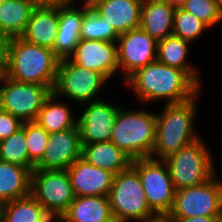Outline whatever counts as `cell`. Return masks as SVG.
<instances>
[{"label":"cell","instance_id":"ba28073f","mask_svg":"<svg viewBox=\"0 0 222 222\" xmlns=\"http://www.w3.org/2000/svg\"><path fill=\"white\" fill-rule=\"evenodd\" d=\"M31 195L55 221L61 218L75 199L66 170L34 169L31 173Z\"/></svg>","mask_w":222,"mask_h":222},{"label":"cell","instance_id":"9c48e42d","mask_svg":"<svg viewBox=\"0 0 222 222\" xmlns=\"http://www.w3.org/2000/svg\"><path fill=\"white\" fill-rule=\"evenodd\" d=\"M107 79L95 70L82 68L69 58L60 60L53 93L57 97L66 96L69 100L83 105L98 99ZM100 89V90H99Z\"/></svg>","mask_w":222,"mask_h":222},{"label":"cell","instance_id":"44dd1931","mask_svg":"<svg viewBox=\"0 0 222 222\" xmlns=\"http://www.w3.org/2000/svg\"><path fill=\"white\" fill-rule=\"evenodd\" d=\"M56 222H115L108 196H75Z\"/></svg>","mask_w":222,"mask_h":222},{"label":"cell","instance_id":"52a82bcc","mask_svg":"<svg viewBox=\"0 0 222 222\" xmlns=\"http://www.w3.org/2000/svg\"><path fill=\"white\" fill-rule=\"evenodd\" d=\"M131 166L138 172L150 210L156 216L168 215L176 190L166 162L147 157L132 160Z\"/></svg>","mask_w":222,"mask_h":222},{"label":"cell","instance_id":"d6986e66","mask_svg":"<svg viewBox=\"0 0 222 222\" xmlns=\"http://www.w3.org/2000/svg\"><path fill=\"white\" fill-rule=\"evenodd\" d=\"M59 27V5L36 6L30 16L24 33L25 41L53 49Z\"/></svg>","mask_w":222,"mask_h":222},{"label":"cell","instance_id":"60d3db41","mask_svg":"<svg viewBox=\"0 0 222 222\" xmlns=\"http://www.w3.org/2000/svg\"><path fill=\"white\" fill-rule=\"evenodd\" d=\"M215 222H222V216L219 218H216Z\"/></svg>","mask_w":222,"mask_h":222},{"label":"cell","instance_id":"ab89813d","mask_svg":"<svg viewBox=\"0 0 222 222\" xmlns=\"http://www.w3.org/2000/svg\"><path fill=\"white\" fill-rule=\"evenodd\" d=\"M219 13L222 15V0H215Z\"/></svg>","mask_w":222,"mask_h":222},{"label":"cell","instance_id":"5b68a950","mask_svg":"<svg viewBox=\"0 0 222 222\" xmlns=\"http://www.w3.org/2000/svg\"><path fill=\"white\" fill-rule=\"evenodd\" d=\"M204 142L199 138L164 159L175 190L203 184L216 173L214 159Z\"/></svg>","mask_w":222,"mask_h":222},{"label":"cell","instance_id":"f546056e","mask_svg":"<svg viewBox=\"0 0 222 222\" xmlns=\"http://www.w3.org/2000/svg\"><path fill=\"white\" fill-rule=\"evenodd\" d=\"M0 160L29 168L28 149L23 128L0 141Z\"/></svg>","mask_w":222,"mask_h":222},{"label":"cell","instance_id":"cb8c5ba5","mask_svg":"<svg viewBox=\"0 0 222 222\" xmlns=\"http://www.w3.org/2000/svg\"><path fill=\"white\" fill-rule=\"evenodd\" d=\"M32 171L0 160V201L9 202L31 194Z\"/></svg>","mask_w":222,"mask_h":222},{"label":"cell","instance_id":"5bb4252c","mask_svg":"<svg viewBox=\"0 0 222 222\" xmlns=\"http://www.w3.org/2000/svg\"><path fill=\"white\" fill-rule=\"evenodd\" d=\"M82 155L80 130L76 124L49 134L46 150L34 169L67 170Z\"/></svg>","mask_w":222,"mask_h":222},{"label":"cell","instance_id":"4fadbf2b","mask_svg":"<svg viewBox=\"0 0 222 222\" xmlns=\"http://www.w3.org/2000/svg\"><path fill=\"white\" fill-rule=\"evenodd\" d=\"M84 104L83 112L77 116L82 144L110 141L114 122L121 107L101 99Z\"/></svg>","mask_w":222,"mask_h":222},{"label":"cell","instance_id":"d6a6232c","mask_svg":"<svg viewBox=\"0 0 222 222\" xmlns=\"http://www.w3.org/2000/svg\"><path fill=\"white\" fill-rule=\"evenodd\" d=\"M23 123L20 118L0 108V141L17 132L22 128Z\"/></svg>","mask_w":222,"mask_h":222},{"label":"cell","instance_id":"f35d334b","mask_svg":"<svg viewBox=\"0 0 222 222\" xmlns=\"http://www.w3.org/2000/svg\"><path fill=\"white\" fill-rule=\"evenodd\" d=\"M5 202L0 201V222H4Z\"/></svg>","mask_w":222,"mask_h":222},{"label":"cell","instance_id":"d4e9b609","mask_svg":"<svg viewBox=\"0 0 222 222\" xmlns=\"http://www.w3.org/2000/svg\"><path fill=\"white\" fill-rule=\"evenodd\" d=\"M36 6L29 0H1L0 34L5 37H20Z\"/></svg>","mask_w":222,"mask_h":222},{"label":"cell","instance_id":"4dcf8cb0","mask_svg":"<svg viewBox=\"0 0 222 222\" xmlns=\"http://www.w3.org/2000/svg\"><path fill=\"white\" fill-rule=\"evenodd\" d=\"M22 128L25 130L29 169L33 171L46 150L49 133L35 121L24 122Z\"/></svg>","mask_w":222,"mask_h":222},{"label":"cell","instance_id":"30bf717a","mask_svg":"<svg viewBox=\"0 0 222 222\" xmlns=\"http://www.w3.org/2000/svg\"><path fill=\"white\" fill-rule=\"evenodd\" d=\"M216 173L198 186L175 191L167 217L222 216V182Z\"/></svg>","mask_w":222,"mask_h":222},{"label":"cell","instance_id":"8fae6325","mask_svg":"<svg viewBox=\"0 0 222 222\" xmlns=\"http://www.w3.org/2000/svg\"><path fill=\"white\" fill-rule=\"evenodd\" d=\"M0 108L23 122L35 121L53 90L49 86L11 80L0 76Z\"/></svg>","mask_w":222,"mask_h":222},{"label":"cell","instance_id":"e0dca14e","mask_svg":"<svg viewBox=\"0 0 222 222\" xmlns=\"http://www.w3.org/2000/svg\"><path fill=\"white\" fill-rule=\"evenodd\" d=\"M75 196H108L114 174L91 165L82 157L67 170Z\"/></svg>","mask_w":222,"mask_h":222},{"label":"cell","instance_id":"836d02e7","mask_svg":"<svg viewBox=\"0 0 222 222\" xmlns=\"http://www.w3.org/2000/svg\"><path fill=\"white\" fill-rule=\"evenodd\" d=\"M221 216L167 217L169 222H215Z\"/></svg>","mask_w":222,"mask_h":222},{"label":"cell","instance_id":"d590c367","mask_svg":"<svg viewBox=\"0 0 222 222\" xmlns=\"http://www.w3.org/2000/svg\"><path fill=\"white\" fill-rule=\"evenodd\" d=\"M35 6H57L68 3L71 0H29Z\"/></svg>","mask_w":222,"mask_h":222},{"label":"cell","instance_id":"4316f807","mask_svg":"<svg viewBox=\"0 0 222 222\" xmlns=\"http://www.w3.org/2000/svg\"><path fill=\"white\" fill-rule=\"evenodd\" d=\"M4 222H56L31 195L5 202Z\"/></svg>","mask_w":222,"mask_h":222},{"label":"cell","instance_id":"9a60e30c","mask_svg":"<svg viewBox=\"0 0 222 222\" xmlns=\"http://www.w3.org/2000/svg\"><path fill=\"white\" fill-rule=\"evenodd\" d=\"M69 59L102 74L108 81L119 71L116 42L81 39Z\"/></svg>","mask_w":222,"mask_h":222},{"label":"cell","instance_id":"ac0fdd59","mask_svg":"<svg viewBox=\"0 0 222 222\" xmlns=\"http://www.w3.org/2000/svg\"><path fill=\"white\" fill-rule=\"evenodd\" d=\"M143 0H94L90 7L120 35L140 27Z\"/></svg>","mask_w":222,"mask_h":222},{"label":"cell","instance_id":"74e56055","mask_svg":"<svg viewBox=\"0 0 222 222\" xmlns=\"http://www.w3.org/2000/svg\"><path fill=\"white\" fill-rule=\"evenodd\" d=\"M138 222H169L167 216H155L151 219L138 221Z\"/></svg>","mask_w":222,"mask_h":222},{"label":"cell","instance_id":"e575fe53","mask_svg":"<svg viewBox=\"0 0 222 222\" xmlns=\"http://www.w3.org/2000/svg\"><path fill=\"white\" fill-rule=\"evenodd\" d=\"M7 43L8 38L0 34V76L6 71Z\"/></svg>","mask_w":222,"mask_h":222},{"label":"cell","instance_id":"ffe728a7","mask_svg":"<svg viewBox=\"0 0 222 222\" xmlns=\"http://www.w3.org/2000/svg\"><path fill=\"white\" fill-rule=\"evenodd\" d=\"M175 9L162 0H143L140 28L157 42L171 36Z\"/></svg>","mask_w":222,"mask_h":222},{"label":"cell","instance_id":"603a6c76","mask_svg":"<svg viewBox=\"0 0 222 222\" xmlns=\"http://www.w3.org/2000/svg\"><path fill=\"white\" fill-rule=\"evenodd\" d=\"M190 44L180 37L168 36L158 41L157 60L164 65L183 70L201 88L200 73L188 62Z\"/></svg>","mask_w":222,"mask_h":222},{"label":"cell","instance_id":"277c9868","mask_svg":"<svg viewBox=\"0 0 222 222\" xmlns=\"http://www.w3.org/2000/svg\"><path fill=\"white\" fill-rule=\"evenodd\" d=\"M156 113L147 109L120 108L112 129L111 139L132 160L150 157L154 149Z\"/></svg>","mask_w":222,"mask_h":222},{"label":"cell","instance_id":"8992f818","mask_svg":"<svg viewBox=\"0 0 222 222\" xmlns=\"http://www.w3.org/2000/svg\"><path fill=\"white\" fill-rule=\"evenodd\" d=\"M108 197L115 222H138L156 216L148 206L138 172L131 165L114 176Z\"/></svg>","mask_w":222,"mask_h":222},{"label":"cell","instance_id":"f1b7e54d","mask_svg":"<svg viewBox=\"0 0 222 222\" xmlns=\"http://www.w3.org/2000/svg\"><path fill=\"white\" fill-rule=\"evenodd\" d=\"M209 27L182 7L174 12L172 35L189 41L192 45Z\"/></svg>","mask_w":222,"mask_h":222},{"label":"cell","instance_id":"3957f363","mask_svg":"<svg viewBox=\"0 0 222 222\" xmlns=\"http://www.w3.org/2000/svg\"><path fill=\"white\" fill-rule=\"evenodd\" d=\"M200 92L185 102L164 104L161 112L156 113V134L151 158L164 160L200 138L194 128L196 99Z\"/></svg>","mask_w":222,"mask_h":222},{"label":"cell","instance_id":"7c38bea8","mask_svg":"<svg viewBox=\"0 0 222 222\" xmlns=\"http://www.w3.org/2000/svg\"><path fill=\"white\" fill-rule=\"evenodd\" d=\"M116 43L123 81L139 68L157 60L158 42L140 27L120 34Z\"/></svg>","mask_w":222,"mask_h":222},{"label":"cell","instance_id":"6da1fadb","mask_svg":"<svg viewBox=\"0 0 222 222\" xmlns=\"http://www.w3.org/2000/svg\"><path fill=\"white\" fill-rule=\"evenodd\" d=\"M132 88L138 102L165 100L166 104L182 103L193 98L200 88L183 70L158 60L139 68L125 81Z\"/></svg>","mask_w":222,"mask_h":222},{"label":"cell","instance_id":"2e32d148","mask_svg":"<svg viewBox=\"0 0 222 222\" xmlns=\"http://www.w3.org/2000/svg\"><path fill=\"white\" fill-rule=\"evenodd\" d=\"M75 1L71 0L59 5V27L52 50L60 60L68 59L81 40L83 16L90 7V4L85 1L81 3L80 8L76 7Z\"/></svg>","mask_w":222,"mask_h":222},{"label":"cell","instance_id":"484cf974","mask_svg":"<svg viewBox=\"0 0 222 222\" xmlns=\"http://www.w3.org/2000/svg\"><path fill=\"white\" fill-rule=\"evenodd\" d=\"M58 97L52 92L42 104L35 120L49 134L67 130L77 124L76 116L65 102L56 100Z\"/></svg>","mask_w":222,"mask_h":222},{"label":"cell","instance_id":"83f0119b","mask_svg":"<svg viewBox=\"0 0 222 222\" xmlns=\"http://www.w3.org/2000/svg\"><path fill=\"white\" fill-rule=\"evenodd\" d=\"M81 39L101 40L105 42H117L118 34L110 26L107 20L100 17L95 10L89 7L83 16Z\"/></svg>","mask_w":222,"mask_h":222},{"label":"cell","instance_id":"b9f144b4","mask_svg":"<svg viewBox=\"0 0 222 222\" xmlns=\"http://www.w3.org/2000/svg\"><path fill=\"white\" fill-rule=\"evenodd\" d=\"M84 1V0H83ZM94 0H85V2L91 4Z\"/></svg>","mask_w":222,"mask_h":222},{"label":"cell","instance_id":"7402d4cb","mask_svg":"<svg viewBox=\"0 0 222 222\" xmlns=\"http://www.w3.org/2000/svg\"><path fill=\"white\" fill-rule=\"evenodd\" d=\"M81 157L91 165L114 175L126 170L132 162V159L111 141L82 144Z\"/></svg>","mask_w":222,"mask_h":222},{"label":"cell","instance_id":"1f68e13d","mask_svg":"<svg viewBox=\"0 0 222 222\" xmlns=\"http://www.w3.org/2000/svg\"><path fill=\"white\" fill-rule=\"evenodd\" d=\"M182 8L193 14L209 28L222 21L215 0H186Z\"/></svg>","mask_w":222,"mask_h":222},{"label":"cell","instance_id":"7a4b0ae2","mask_svg":"<svg viewBox=\"0 0 222 222\" xmlns=\"http://www.w3.org/2000/svg\"><path fill=\"white\" fill-rule=\"evenodd\" d=\"M60 59L53 50L21 37L8 39L5 76L54 89Z\"/></svg>","mask_w":222,"mask_h":222},{"label":"cell","instance_id":"8d00e7d4","mask_svg":"<svg viewBox=\"0 0 222 222\" xmlns=\"http://www.w3.org/2000/svg\"><path fill=\"white\" fill-rule=\"evenodd\" d=\"M162 1L166 2L167 4H169L170 6L174 8H180L186 2V0H162Z\"/></svg>","mask_w":222,"mask_h":222}]
</instances>
